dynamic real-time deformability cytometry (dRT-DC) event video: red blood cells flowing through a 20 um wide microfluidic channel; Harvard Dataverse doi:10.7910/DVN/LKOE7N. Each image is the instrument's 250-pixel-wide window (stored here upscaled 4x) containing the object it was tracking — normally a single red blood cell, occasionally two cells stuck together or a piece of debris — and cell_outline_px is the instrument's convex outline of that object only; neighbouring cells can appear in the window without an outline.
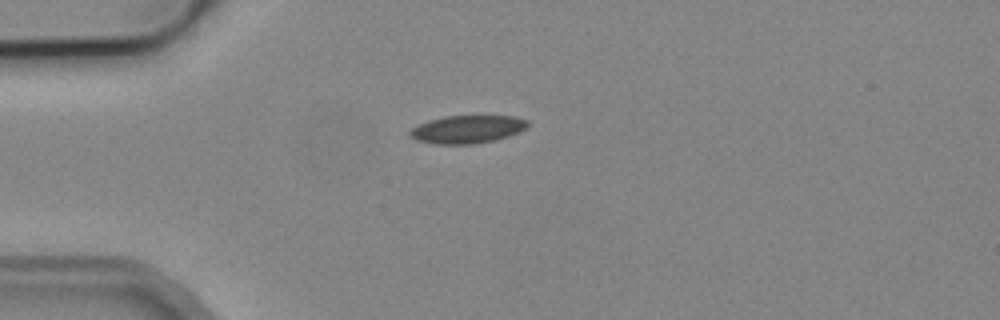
{"species": "common noctule bat (a hibernating species)", "species_latin": "Nyctalus noctula", "temperature_condition": "cold", "stored_images_in_passage": 4, "camera_frame_rate_fps": 3000, "um_per_image_px": 0.085, "animal": {"sex": "male", "body_mass_g": 19.2, "forearm_length_mm": 51.8}, "frame": {"image": 1, "passage_image": 1, "time_ms": 0.0, "image_size_px": [1000, 320], "cell_outline_px": [[528, 124], [520, 132], [496, 140], [476, 144], [436, 144], [416, 140], [408, 132], [412, 128], [428, 120], [444, 116], [516, 116], [528, 120]], "centroid_in_image_um": [39.74, 10.99], "position_along_channel_um": 45.3, "area_um2": 19.19}}